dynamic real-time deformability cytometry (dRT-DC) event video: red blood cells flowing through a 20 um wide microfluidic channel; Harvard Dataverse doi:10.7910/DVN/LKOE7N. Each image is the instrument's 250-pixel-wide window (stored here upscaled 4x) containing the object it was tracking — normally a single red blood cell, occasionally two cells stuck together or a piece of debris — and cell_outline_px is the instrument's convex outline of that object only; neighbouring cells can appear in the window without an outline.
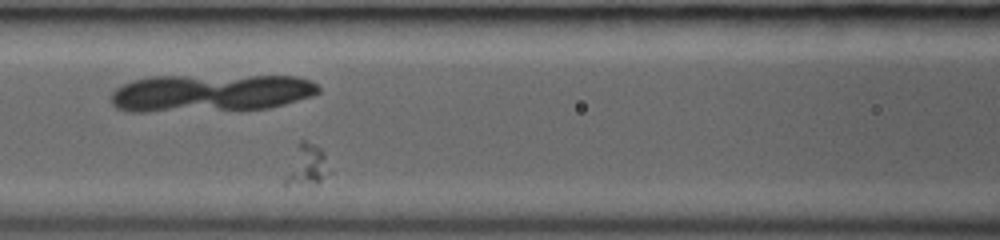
{"species": "common noctule bat (a hibernating species)", "species_latin": "Nyctalus noctula", "temperature_condition": "room temperature", "stored_images_in_passage": 32, "segment_of_instrument_passage": [2, 2], "camera_frame_rate_fps": 3000, "um_per_image_px": 0.085, "animal": {"sex": "female", "body_mass_g": 19.0, "forearm_length_mm": 53.3}, "frame": {"image": 1, "passage_image": 10, "time_ms": 3.0, "image_size_px": [1000, 240], "cell_outline_px": [[332, 172], [320, 184], [284, 188], [284, 180], [300, 140], [304, 140], [320, 148], [324, 152]], "centroid_in_image_um": [26.13, 14.16], "position_along_channel_um": 140.5, "area_um2": 10.92}}
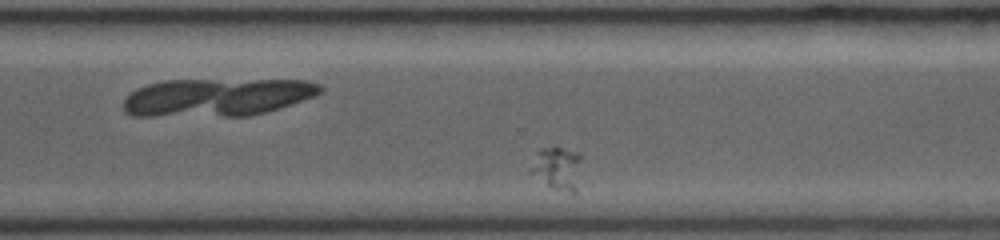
{"frame": {"image": 2, "passage_image": 24, "time_ms": 7.667, "image_size_px": [1000, 240], "cell_outline_px": [[580, 160], [576, 192], [572, 196], [548, 184], [528, 172], [540, 148], [556, 144], [580, 152]], "centroid_in_image_um": [47.39, 14.25], "position_along_channel_um": 323.2, "area_um2": 12.95}}
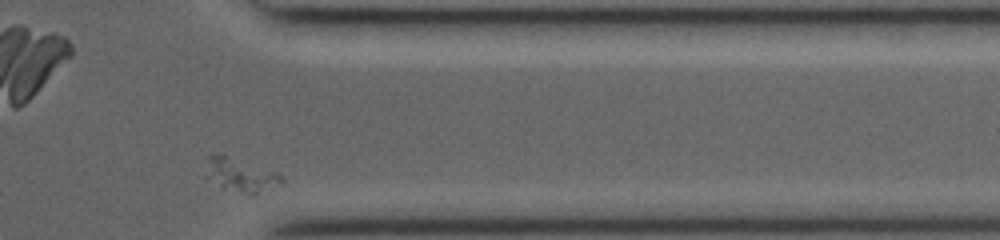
{"frame": {"image": 3, "passage_image": 29, "time_ms": 9.333, "image_size_px": [1000, 240], "cell_outline_px": [[284, 180], [256, 192], [244, 192], [224, 184], [212, 172], [208, 160], [208, 156], [212, 152], [220, 152], [276, 172]], "centroid_in_image_um": [20.54, 14.73], "position_along_channel_um": 390.9, "area_um2": 12.72}}